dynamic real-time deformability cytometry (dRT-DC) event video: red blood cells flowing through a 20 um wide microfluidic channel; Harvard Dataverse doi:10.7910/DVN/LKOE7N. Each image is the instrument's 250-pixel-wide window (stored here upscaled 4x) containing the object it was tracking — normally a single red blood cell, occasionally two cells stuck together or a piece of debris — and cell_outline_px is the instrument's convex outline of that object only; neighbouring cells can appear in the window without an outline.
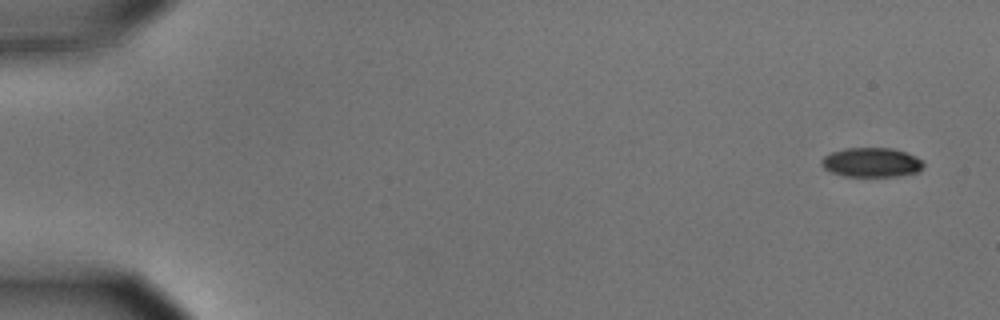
{"species": "common noctule bat (a hibernating species)", "species_latin": "Nyctalus noctula", "temperature_condition": "cold", "stored_images_in_passage": 5, "camera_frame_rate_fps": 3000, "um_per_image_px": 0.085, "animal": {"sex": "male", "body_mass_g": 15.6}, "frame": {"image": 1, "passage_image": 1, "time_ms": 0.0, "image_size_px": [1000, 320], "cell_outline_px": [[924, 168], [920, 172], [896, 176], [840, 176], [824, 168], [820, 164], [820, 160], [824, 156], [832, 152], [844, 148], [892, 148], [916, 156], [924, 160]], "centroid_in_image_um": [74.1, 13.81], "position_along_channel_um": 10.9, "area_um2": 17.69}}
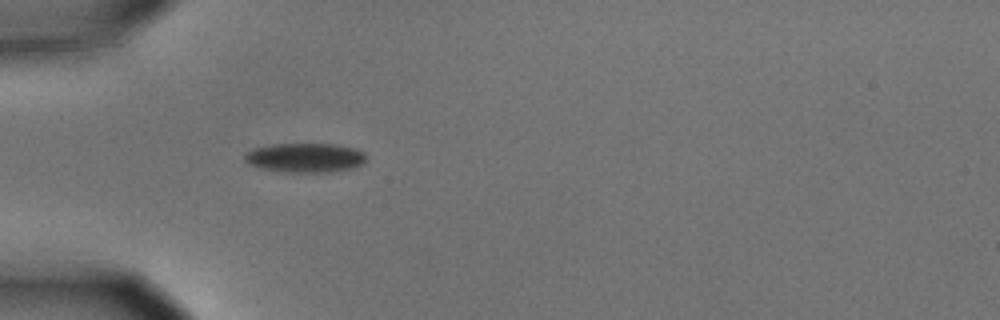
{"frame": {"image": 2, "passage_image": 5, "time_ms": 1.333, "image_size_px": [1000, 320], "cell_outline_px": [[364, 164], [352, 168], [328, 172], [288, 172], [264, 168], [248, 164], [244, 160], [244, 156], [252, 148], [272, 144], [336, 144], [356, 148], [364, 152]], "centroid_in_image_um": [25.95, 13.39], "position_along_channel_um": 59.1, "area_um2": 20.69}}